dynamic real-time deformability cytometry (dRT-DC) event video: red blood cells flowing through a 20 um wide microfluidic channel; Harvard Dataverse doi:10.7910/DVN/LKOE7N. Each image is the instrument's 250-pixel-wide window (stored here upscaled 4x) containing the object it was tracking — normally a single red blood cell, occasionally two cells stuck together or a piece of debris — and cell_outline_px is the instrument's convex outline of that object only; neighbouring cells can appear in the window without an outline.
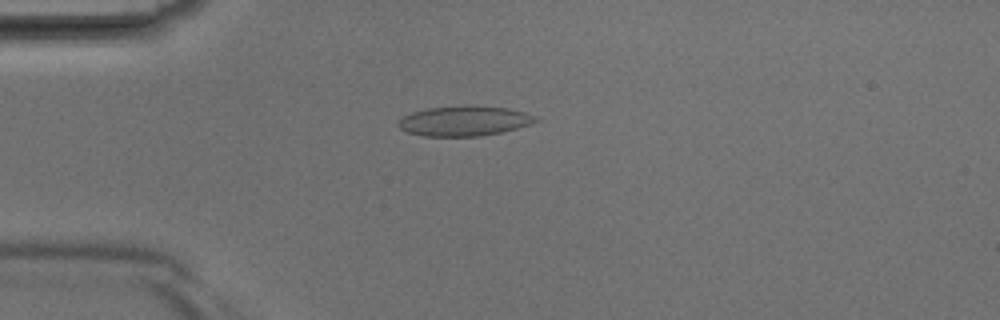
{"species": "Egyptian fruit bat (a non-hibernating species)", "species_latin": "Rousettus aegyptiacus", "temperature_condition": "room temperature", "stored_images_in_passage": 40, "camera_frame_rate_fps": 3000, "um_per_image_px": 0.085, "animal": {"sex": "male"}, "frame": {"image": 1, "passage_image": 10, "time_ms": 3.0, "image_size_px": [1000, 320], "cell_outline_px": [[540, 120], [532, 124], [500, 132], [480, 136], [424, 136], [408, 132], [400, 128], [396, 124], [404, 116], [412, 112], [428, 108], [508, 108], [524, 112], [536, 116]], "centroid_in_image_um": [39.46, 10.32], "position_along_channel_um": 45.5, "area_um2": 23.0}}
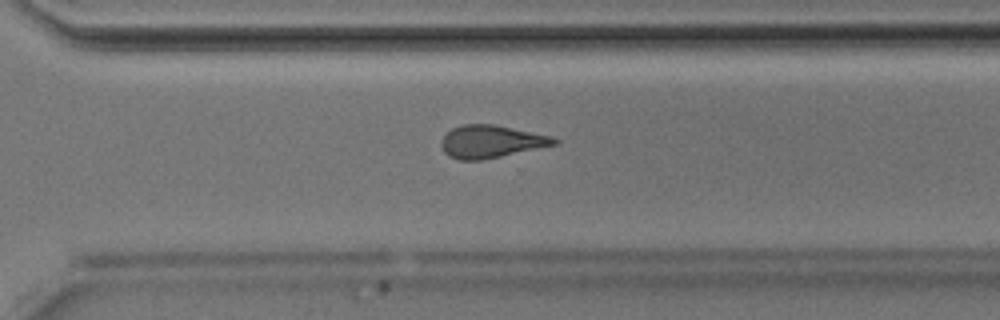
{"frame": {"image": 2, "passage_image": 28, "time_ms": 9.0, "image_size_px": [1000, 320], "cell_outline_px": [[560, 144], [480, 160], [460, 160], [448, 156], [444, 152], [440, 144], [440, 140], [452, 128], [464, 124], [496, 124], [552, 136], [560, 140]], "centroid_in_image_um": [41.76, 12.02], "position_along_channel_um": 328.8, "area_um2": 21.62}}
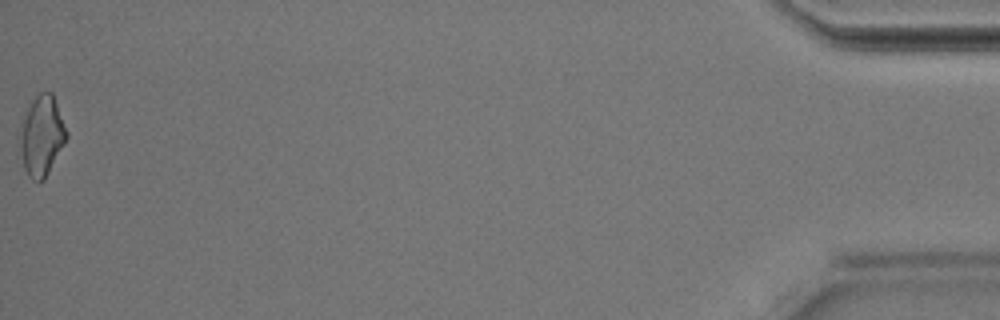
{"frame": {"image": 3, "passage_image": 40, "time_ms": 13.0, "image_size_px": [1000, 320], "cell_outline_px": [[68, 136], [64, 144], [44, 180], [32, 180], [28, 176], [24, 168], [20, 144], [20, 132], [28, 108], [32, 100], [40, 92], [52, 92], [68, 132]], "centroid_in_image_um": [3.57, 11.55], "position_along_channel_um": 431.6, "area_um2": 21.27}}